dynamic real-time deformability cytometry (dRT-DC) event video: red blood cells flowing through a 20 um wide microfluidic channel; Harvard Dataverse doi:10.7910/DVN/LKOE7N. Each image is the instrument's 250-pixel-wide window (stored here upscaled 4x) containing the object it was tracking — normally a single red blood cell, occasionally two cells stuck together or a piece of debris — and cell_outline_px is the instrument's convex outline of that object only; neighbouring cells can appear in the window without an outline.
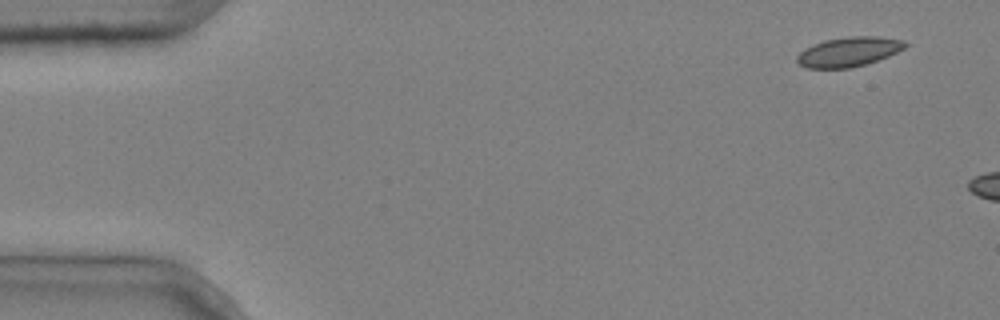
{"species": "common noctule bat (a hibernating species)", "species_latin": "Nyctalus noctula", "temperature_condition": "cold", "stored_images_in_passage": 4, "camera_frame_rate_fps": 3000, "um_per_image_px": 0.085, "animal": {"sex": "male", "body_mass_g": 20.4}, "frame": {"image": 1, "passage_image": 1, "time_ms": 0.0, "image_size_px": [1000, 320], "cell_outline_px": [[908, 44], [904, 48], [888, 56], [864, 64], [848, 68], [808, 68], [800, 64], [796, 60], [796, 56], [804, 48], [812, 44], [824, 40], [852, 36], [880, 36], [904, 40]], "centroid_in_image_um": [72.12, 4.39], "position_along_channel_um": 12.9, "area_um2": 18.55}}